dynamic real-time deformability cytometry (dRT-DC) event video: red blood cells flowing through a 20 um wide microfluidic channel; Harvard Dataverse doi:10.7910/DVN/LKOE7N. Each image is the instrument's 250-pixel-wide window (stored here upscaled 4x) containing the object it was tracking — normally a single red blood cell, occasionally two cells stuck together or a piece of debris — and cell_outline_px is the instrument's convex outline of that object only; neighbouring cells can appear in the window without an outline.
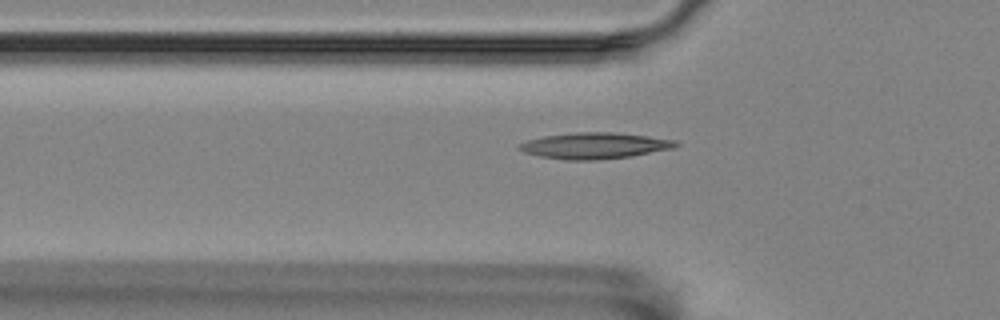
{"species": "Egyptian fruit bat (a non-hibernating species)", "species_latin": "Rousettus aegyptiacus", "temperature_condition": "room temperature", "stored_images_in_passage": 52, "camera_frame_rate_fps": 3000, "um_per_image_px": 0.085, "animal": {"sex": "female"}, "frame": {"image": 1, "passage_image": 19, "time_ms": 6.0, "image_size_px": [1000, 320], "cell_outline_px": [[680, 144], [672, 148], [632, 156], [596, 160], [564, 160], [540, 156], [524, 152], [516, 148], [520, 144], [528, 140], [544, 136], [576, 132], [616, 132], [648, 136], [676, 140]], "centroid_in_image_um": [50.54, 12.38], "position_along_channel_um": 75.3, "area_um2": 23.81}}
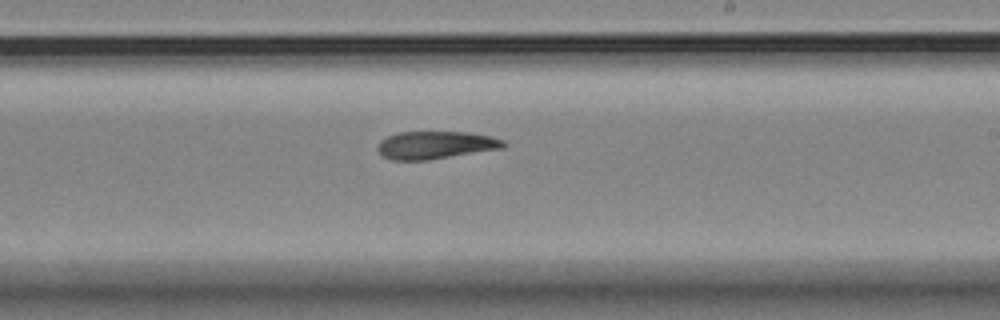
{"frame": {"image": 2, "passage_image": 34, "time_ms": 11.0, "image_size_px": [1000, 320], "cell_outline_px": [[504, 148], [428, 160], [392, 160], [380, 156], [376, 148], [380, 140], [388, 136], [400, 132], [468, 132], [492, 136], [504, 140]], "centroid_in_image_um": [36.99, 12.33], "position_along_channel_um": 252.0, "area_um2": 20.46}}
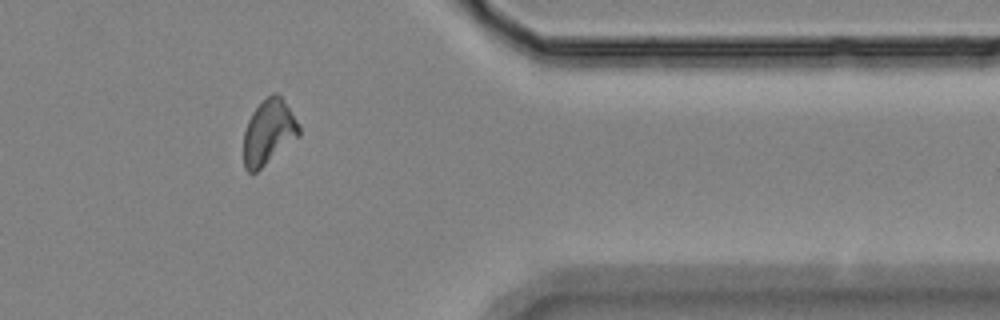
{"frame": {"image": 3, "passage_image": 47, "time_ms": 15.333, "image_size_px": [1000, 320], "cell_outline_px": [[300, 136], [256, 172], [248, 172], [244, 168], [244, 132], [248, 120], [252, 112], [272, 92], [276, 92], [280, 96], [296, 120], [300, 128]], "centroid_in_image_um": [22.82, 11.25], "position_along_channel_um": 388.6, "area_um2": 20.63}}